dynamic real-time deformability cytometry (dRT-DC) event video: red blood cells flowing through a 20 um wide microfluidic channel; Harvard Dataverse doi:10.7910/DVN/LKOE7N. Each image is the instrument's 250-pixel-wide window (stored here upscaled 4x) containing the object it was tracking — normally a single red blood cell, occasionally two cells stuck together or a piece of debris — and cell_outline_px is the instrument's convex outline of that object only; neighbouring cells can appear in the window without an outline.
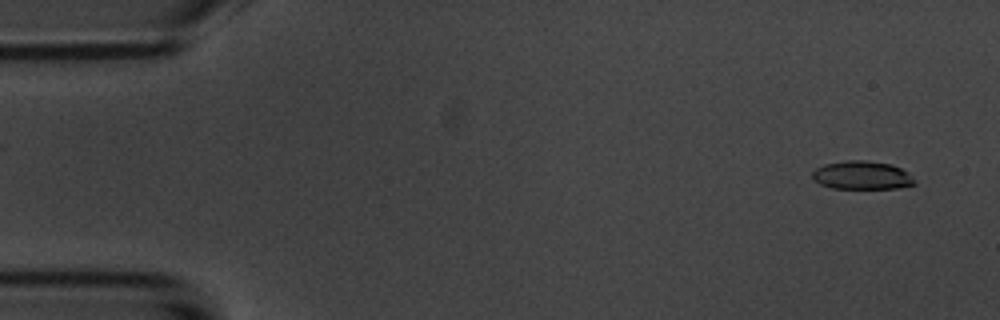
{"species": "common noctule bat (a hibernating species)", "species_latin": "Nyctalus noctula", "temperature_condition": "room temperature", "stored_images_in_passage": 9, "camera_frame_rate_fps": 3000, "um_per_image_px": 0.085, "animal": {"sex": "male", "body_mass_g": 20.1, "forearm_length_mm": 53.5}, "frame": {"image": 1, "passage_image": 1, "time_ms": 0.0, "image_size_px": [1000, 320], "cell_outline_px": [[916, 184], [896, 188], [832, 188], [820, 184], [812, 180], [812, 172], [816, 168], [824, 164], [844, 160], [864, 160], [888, 164], [900, 168], [908, 172], [916, 180]], "centroid_in_image_um": [73.24, 14.9], "position_along_channel_um": 11.8, "area_um2": 16.94}}
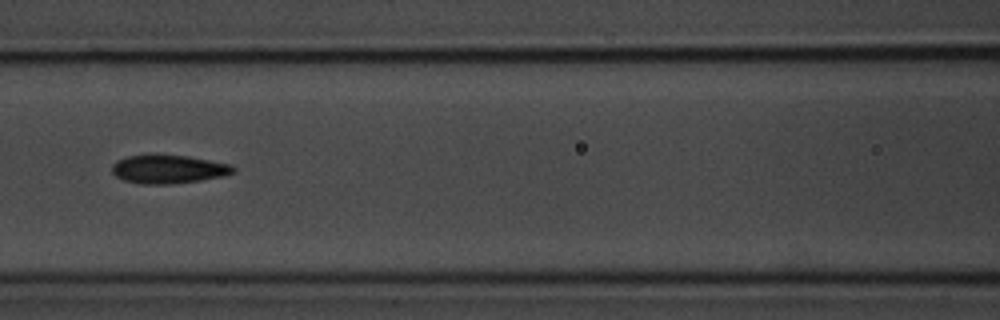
{"frame": {"image": 2, "passage_image": 7, "time_ms": 7.0, "image_size_px": [1000, 320], "cell_outline_px": [[236, 172], [224, 176], [200, 180], [172, 184], [140, 184], [124, 180], [116, 176], [112, 172], [112, 164], [116, 160], [128, 156], [188, 156], [232, 164], [236, 168]], "centroid_in_image_um": [14.35, 14.4], "position_along_channel_um": 152.2, "area_um2": 20.0}}
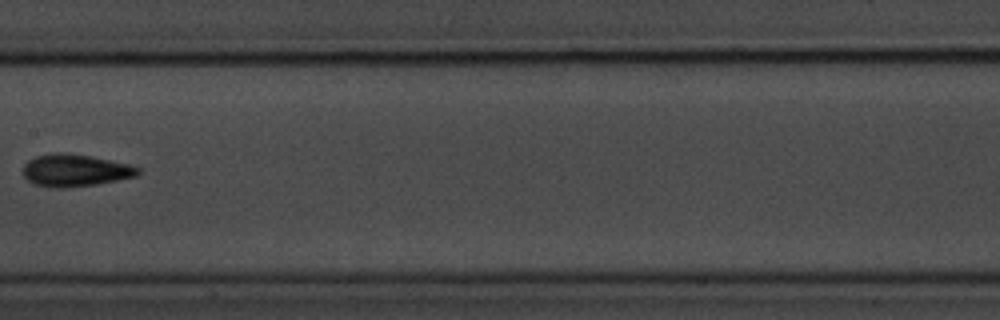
{"frame": {"image": 3, "passage_image": 8, "time_ms": 8.333, "image_size_px": [1000, 320], "cell_outline_px": [[140, 172], [136, 176], [96, 184], [64, 188], [48, 188], [32, 184], [24, 176], [24, 164], [28, 160], [36, 156], [52, 152], [64, 152], [92, 156], [132, 164], [140, 168]], "centroid_in_image_um": [6.38, 14.47], "position_along_channel_um": 201.0, "area_um2": 21.91}}